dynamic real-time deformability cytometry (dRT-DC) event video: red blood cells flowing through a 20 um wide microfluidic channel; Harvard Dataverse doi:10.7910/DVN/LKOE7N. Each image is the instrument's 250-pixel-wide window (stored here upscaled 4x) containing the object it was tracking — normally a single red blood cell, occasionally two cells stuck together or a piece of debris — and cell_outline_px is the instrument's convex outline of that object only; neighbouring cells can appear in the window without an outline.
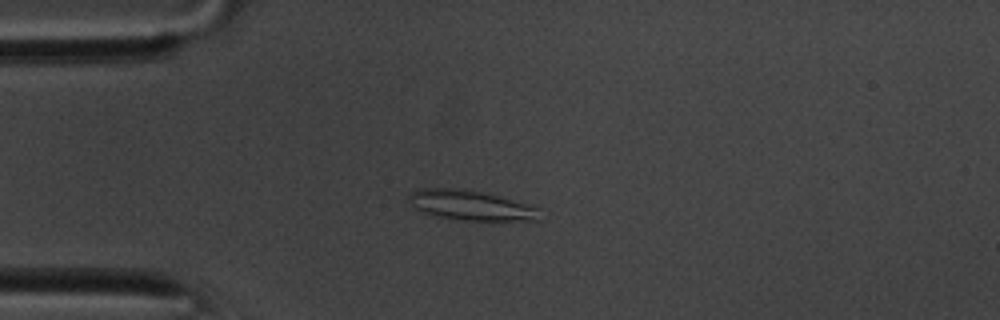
{"species": "common noctule bat (a hibernating species)", "species_latin": "Nyctalus noctula", "temperature_condition": "room temperature", "stored_images_in_passage": 41, "camera_frame_rate_fps": 3000, "um_per_image_px": 0.085, "animal": {"sex": "male", "body_mass_g": 20.1, "forearm_length_mm": 53.5}, "frame": {"image": 1, "passage_image": 1, "time_ms": 0.0, "image_size_px": [1000, 320], "cell_outline_px": [[540, 220], [460, 220], [440, 216], [424, 212], [416, 208], [412, 204], [408, 196], [412, 192], [424, 188], [464, 188], [496, 196], [540, 208]], "centroid_in_image_um": [40.03, 17.45], "position_along_channel_um": 45.0, "area_um2": 22.25}}
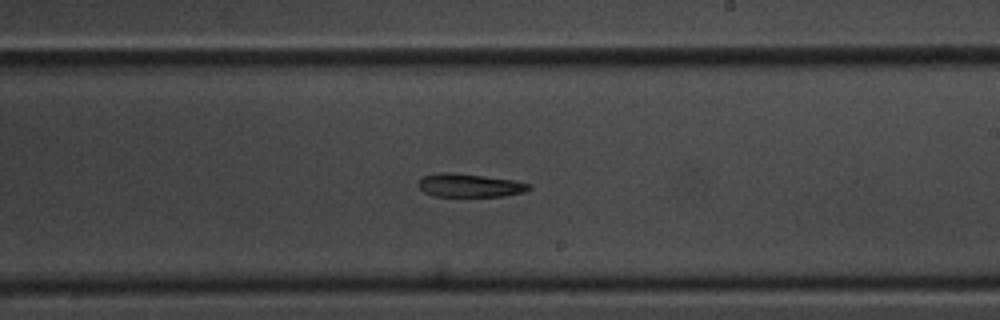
{"frame": {"image": 2, "passage_image": 19, "time_ms": 6.0, "image_size_px": [1000, 320], "cell_outline_px": [[532, 188], [524, 192], [504, 196], [432, 196], [424, 192], [416, 184], [424, 176], [440, 172], [448, 172], [484, 176], [512, 180], [532, 184]], "centroid_in_image_um": [39.92, 15.76], "position_along_channel_um": 249.1, "area_um2": 15.03}}
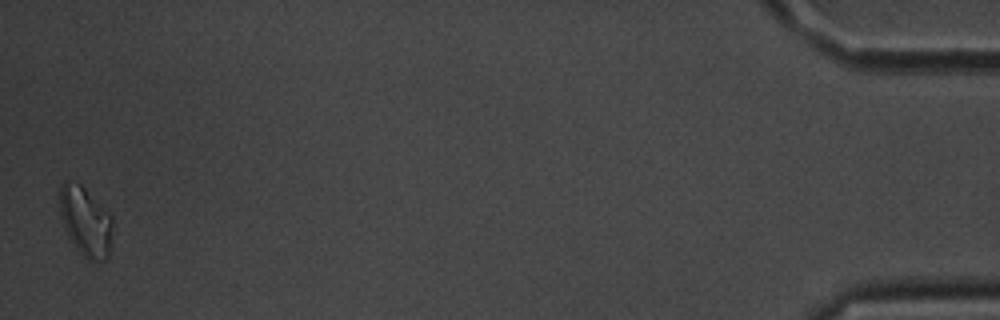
{"frame": {"image": 3, "passage_image": 41, "time_ms": 13.333, "image_size_px": [1000, 320], "cell_outline_px": [[112, 228], [108, 260], [88, 260], [76, 248], [68, 236], [60, 216], [60, 184], [64, 180], [80, 184], [112, 216]], "centroid_in_image_um": [7.27, 18.83], "position_along_channel_um": 427.9, "area_um2": 21.15}}